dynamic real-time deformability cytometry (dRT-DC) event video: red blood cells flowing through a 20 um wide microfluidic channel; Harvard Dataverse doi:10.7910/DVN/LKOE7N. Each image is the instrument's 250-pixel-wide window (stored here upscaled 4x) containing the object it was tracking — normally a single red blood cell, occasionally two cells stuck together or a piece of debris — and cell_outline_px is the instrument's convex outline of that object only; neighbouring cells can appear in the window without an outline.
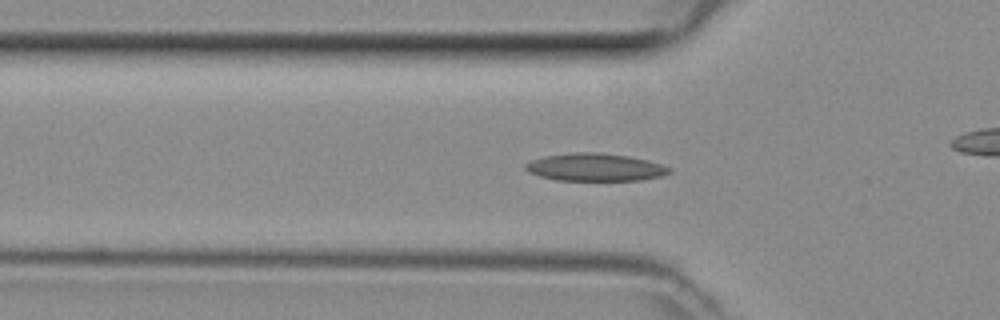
{"species": "common noctule bat (a hibernating species)", "species_latin": "Nyctalus noctula", "temperature_condition": "room temperature", "stored_images_in_passage": 49, "camera_frame_rate_fps": 3000, "um_per_image_px": 0.085, "animal": {"sex": "female", "body_mass_g": 29.2, "forearm_length_mm": 56.3}, "frame": {"image": 1, "passage_image": 16, "time_ms": 5.0, "image_size_px": [1000, 320], "cell_outline_px": [[672, 172], [660, 176], [640, 180], [556, 180], [540, 176], [528, 172], [524, 168], [524, 164], [532, 160], [544, 156], [576, 152], [596, 152], [628, 156], [648, 160], [664, 164], [672, 168]], "centroid_in_image_um": [50.6, 14.21], "position_along_channel_um": 75.2, "area_um2": 23.24}}
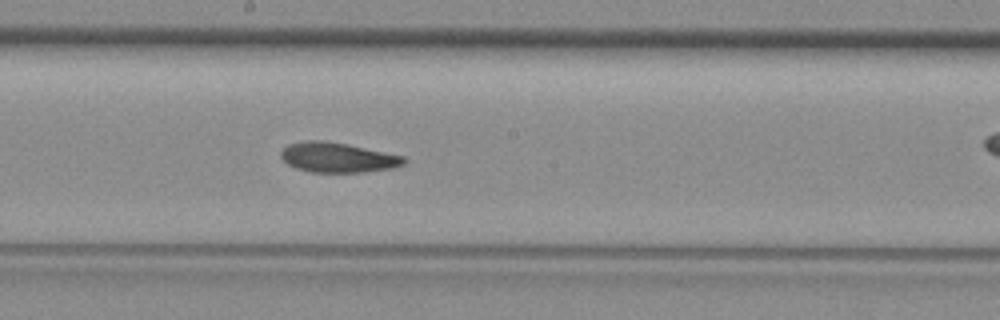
{"frame": {"image": 2, "passage_image": 26, "time_ms": 8.333, "image_size_px": [1000, 320], "cell_outline_px": [[408, 160], [404, 164], [392, 168], [364, 172], [312, 172], [296, 168], [288, 164], [280, 156], [280, 152], [288, 144], [308, 140], [320, 140], [348, 144], [404, 156]], "centroid_in_image_um": [28.72, 13.38], "position_along_channel_um": 219.5, "area_um2": 21.39}}
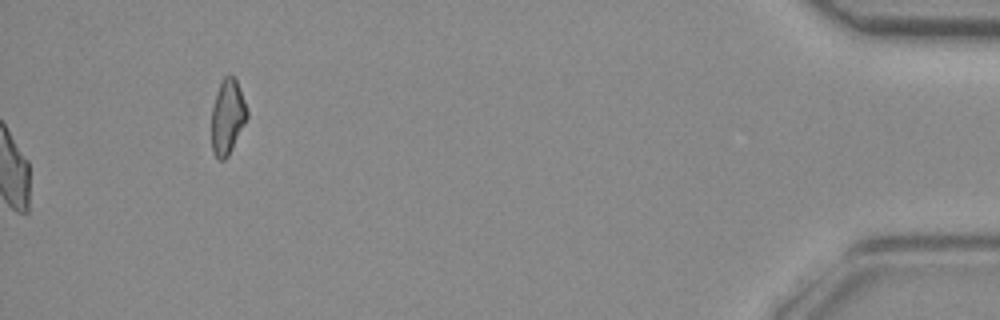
{"frame": {"image": 3, "passage_image": 49, "time_ms": 16.0, "image_size_px": [1000, 320], "cell_outline_px": [[248, 116], [228, 156], [224, 160], [220, 160], [212, 152], [212, 108], [220, 84], [224, 76], [232, 76], [236, 80], [240, 88], [248, 112]], "centroid_in_image_um": [19.34, 9.95], "position_along_channel_um": 415.9, "area_um2": 15.14}}